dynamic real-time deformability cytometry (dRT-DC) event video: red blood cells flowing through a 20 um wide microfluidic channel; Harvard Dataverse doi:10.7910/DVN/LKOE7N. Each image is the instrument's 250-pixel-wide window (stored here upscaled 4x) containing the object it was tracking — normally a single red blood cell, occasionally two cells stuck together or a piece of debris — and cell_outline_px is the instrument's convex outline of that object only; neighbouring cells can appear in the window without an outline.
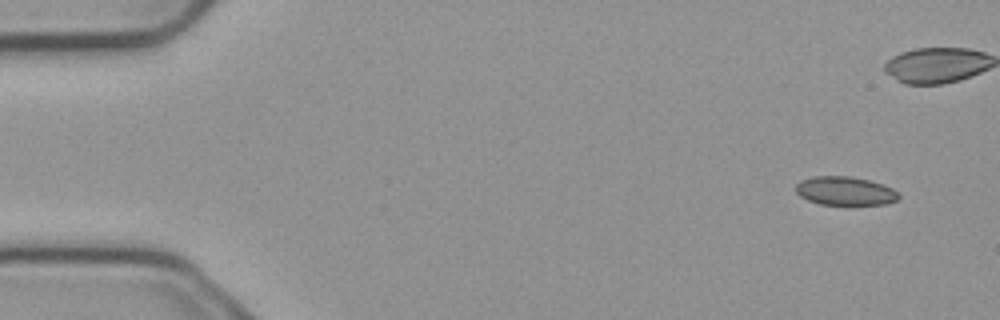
{"species": "common noctule bat (a hibernating species)", "species_latin": "Nyctalus noctula", "temperature_condition": "cold", "stored_images_in_passage": 9, "camera_frame_rate_fps": 3000, "um_per_image_px": 0.085, "animal": {"sex": "male", "body_mass_g": 23.1, "forearm_length_mm": 52.7}, "frame": {"image": 1, "passage_image": 1, "time_ms": 0.0, "image_size_px": [1000, 320], "cell_outline_px": [[900, 196], [896, 200], [884, 204], [820, 204], [808, 200], [800, 196], [796, 192], [796, 184], [800, 180], [816, 176], [848, 176], [868, 180], [892, 188]], "centroid_in_image_um": [71.79, 16.22], "position_along_channel_um": 13.2, "area_um2": 16.88}}
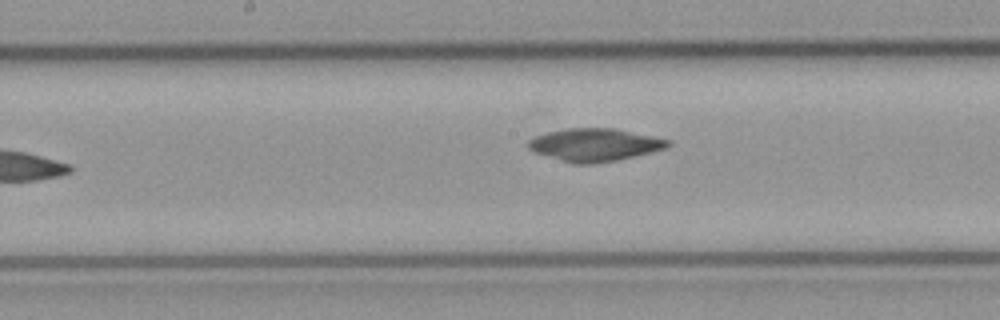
{"frame": {"image": 2, "passage_image": 9, "time_ms": 2.667, "image_size_px": [1000, 320], "cell_outline_px": [[672, 144], [664, 148], [616, 160], [592, 164], [576, 164], [560, 160], [532, 152], [528, 148], [528, 140], [536, 136], [548, 132], [568, 128], [612, 128], [672, 140]], "centroid_in_image_um": [50.5, 12.31], "position_along_channel_um": 197.7, "area_um2": 26.36}}